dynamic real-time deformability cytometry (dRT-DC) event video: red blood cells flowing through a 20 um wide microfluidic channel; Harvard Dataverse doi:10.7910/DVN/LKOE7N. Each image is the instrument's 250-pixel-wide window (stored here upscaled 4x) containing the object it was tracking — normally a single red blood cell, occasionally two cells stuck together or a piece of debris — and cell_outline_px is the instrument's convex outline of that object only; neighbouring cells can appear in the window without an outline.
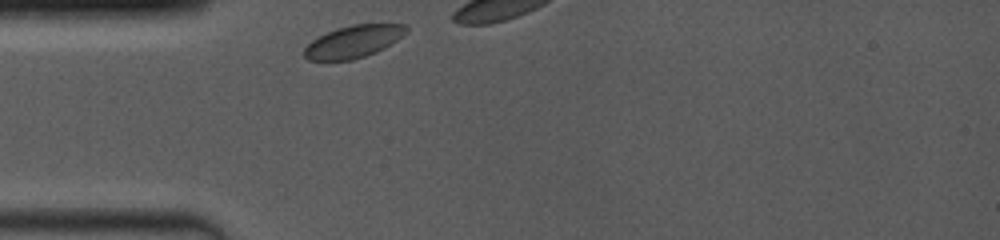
{"species": "common noctule bat (a hibernating species)", "species_latin": "Nyctalus noctula", "temperature_condition": "room temperature", "stored_images_in_passage": 8, "camera_frame_rate_fps": 4000, "um_per_image_px": 0.085, "animal": {"sex": "female", "body_mass_g": 19.0, "forearm_length_mm": 53.3}, "frame": {"image": 1, "passage_image": 1, "time_ms": 0.0, "image_size_px": [1000, 240], "cell_outline_px": [[408, 32], [384, 48], [376, 52], [352, 60], [308, 60], [304, 56], [304, 48], [312, 40], [336, 28], [352, 24], [408, 24]], "centroid_in_image_um": [30.06, 3.52], "position_along_channel_um": 54.9, "area_um2": 19.13}}